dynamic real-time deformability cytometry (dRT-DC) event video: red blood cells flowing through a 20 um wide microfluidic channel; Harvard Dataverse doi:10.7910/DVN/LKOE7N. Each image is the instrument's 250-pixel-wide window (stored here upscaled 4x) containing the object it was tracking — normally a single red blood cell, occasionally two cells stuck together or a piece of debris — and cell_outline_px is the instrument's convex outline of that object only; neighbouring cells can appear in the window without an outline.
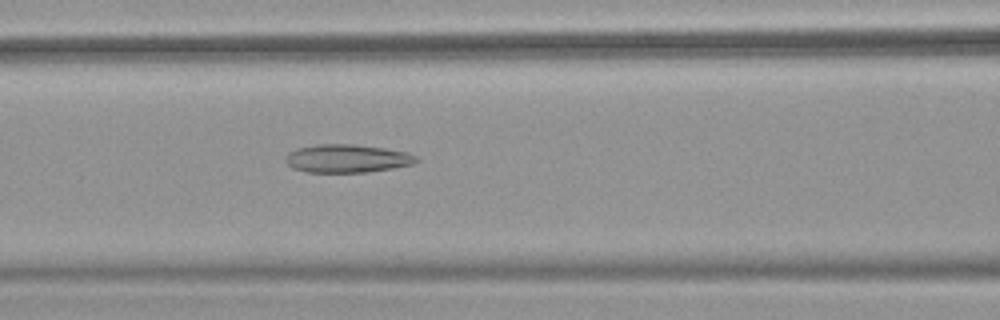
{"species": "common noctule bat (a hibernating species)", "species_latin": "Nyctalus noctula", "temperature_condition": "warm", "stored_images_in_passage": 51, "camera_frame_rate_fps": 3000, "um_per_image_px": 0.085, "animal": {"sex": "female", "body_mass_g": 18.4}, "frame": {"image": 1, "passage_image": 22, "time_ms": 7.0, "image_size_px": [1000, 320], "cell_outline_px": [[420, 160], [412, 164], [392, 168], [368, 172], [308, 172], [292, 168], [284, 160], [284, 156], [288, 152], [296, 148], [316, 144], [352, 144], [384, 148], [408, 152], [416, 156]], "centroid_in_image_um": [29.47, 13.46], "position_along_channel_um": 137.1, "area_um2": 21.62}, "authors_computed_cell_mechanics": {"area_um2": 24.2182, "velocity_mm_per_s": 3.994, "shape_relaxation_time_tau1_ms": null, "shape_relaxation_time_tau2_ms": 3.6537, "deformation_change_tau1": null, "deformation_change_tau2": 0.15}}